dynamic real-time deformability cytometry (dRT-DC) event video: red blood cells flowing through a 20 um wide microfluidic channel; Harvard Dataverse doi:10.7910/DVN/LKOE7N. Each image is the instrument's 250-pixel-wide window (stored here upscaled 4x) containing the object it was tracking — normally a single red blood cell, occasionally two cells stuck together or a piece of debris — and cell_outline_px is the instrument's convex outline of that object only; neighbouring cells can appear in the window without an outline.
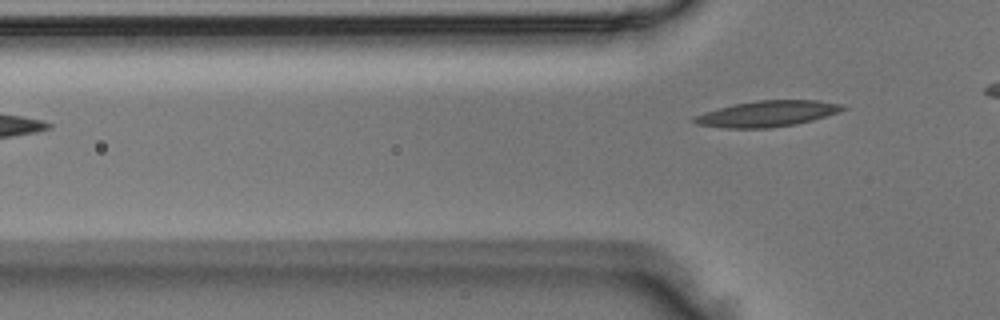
{"species": "Egyptian fruit bat (a non-hibernating species)", "species_latin": "Rousettus aegyptiacus", "temperature_condition": "room temperature", "stored_images_in_passage": 4, "camera_frame_rate_fps": 3000, "um_per_image_px": 0.085, "animal": {"sex": "male"}, "frame": {"image": 1, "passage_image": 4, "time_ms": 1.0, "image_size_px": [1000, 320], "cell_outline_px": [[848, 108], [840, 112], [812, 120], [792, 124], [768, 128], [724, 128], [696, 124], [688, 120], [692, 116], [704, 112], [736, 104], [756, 100], [816, 100], [844, 104]], "centroid_in_image_um": [65.2, 9.66], "position_along_channel_um": 60.6, "area_um2": 22.48}}